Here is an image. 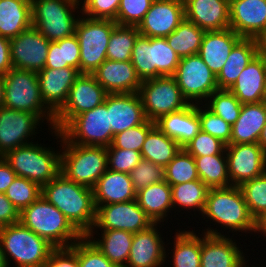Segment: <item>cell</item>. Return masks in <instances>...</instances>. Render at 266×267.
I'll list each match as a JSON object with an SVG mask.
<instances>
[{
	"instance_id": "1",
	"label": "cell",
	"mask_w": 266,
	"mask_h": 267,
	"mask_svg": "<svg viewBox=\"0 0 266 267\" xmlns=\"http://www.w3.org/2000/svg\"><path fill=\"white\" fill-rule=\"evenodd\" d=\"M41 195L57 207L83 236L94 227L96 208L93 189L68 180L60 173L42 186Z\"/></svg>"
},
{
	"instance_id": "2",
	"label": "cell",
	"mask_w": 266,
	"mask_h": 267,
	"mask_svg": "<svg viewBox=\"0 0 266 267\" xmlns=\"http://www.w3.org/2000/svg\"><path fill=\"white\" fill-rule=\"evenodd\" d=\"M19 222L55 248L72 246L83 235L42 195L19 213Z\"/></svg>"
},
{
	"instance_id": "3",
	"label": "cell",
	"mask_w": 266,
	"mask_h": 267,
	"mask_svg": "<svg viewBox=\"0 0 266 267\" xmlns=\"http://www.w3.org/2000/svg\"><path fill=\"white\" fill-rule=\"evenodd\" d=\"M202 216L216 225L221 224L219 226L225 227V230L230 229L228 232L255 234L256 221L249 212L239 186L210 188Z\"/></svg>"
},
{
	"instance_id": "4",
	"label": "cell",
	"mask_w": 266,
	"mask_h": 267,
	"mask_svg": "<svg viewBox=\"0 0 266 267\" xmlns=\"http://www.w3.org/2000/svg\"><path fill=\"white\" fill-rule=\"evenodd\" d=\"M60 139L61 173L77 184L93 189L100 176L108 169L107 147L83 146L67 142L59 131L51 130Z\"/></svg>"
},
{
	"instance_id": "5",
	"label": "cell",
	"mask_w": 266,
	"mask_h": 267,
	"mask_svg": "<svg viewBox=\"0 0 266 267\" xmlns=\"http://www.w3.org/2000/svg\"><path fill=\"white\" fill-rule=\"evenodd\" d=\"M0 243L8 267L12 259L16 267H41L55 249L20 222L0 228Z\"/></svg>"
},
{
	"instance_id": "6",
	"label": "cell",
	"mask_w": 266,
	"mask_h": 267,
	"mask_svg": "<svg viewBox=\"0 0 266 267\" xmlns=\"http://www.w3.org/2000/svg\"><path fill=\"white\" fill-rule=\"evenodd\" d=\"M3 106L34 113L43 121L47 120L49 131L53 128L55 114L45 105L41 97L37 72L12 68L5 74Z\"/></svg>"
},
{
	"instance_id": "7",
	"label": "cell",
	"mask_w": 266,
	"mask_h": 267,
	"mask_svg": "<svg viewBox=\"0 0 266 267\" xmlns=\"http://www.w3.org/2000/svg\"><path fill=\"white\" fill-rule=\"evenodd\" d=\"M53 149L33 142L9 151L3 158L17 176L34 181L42 187L61 173V149Z\"/></svg>"
},
{
	"instance_id": "8",
	"label": "cell",
	"mask_w": 266,
	"mask_h": 267,
	"mask_svg": "<svg viewBox=\"0 0 266 267\" xmlns=\"http://www.w3.org/2000/svg\"><path fill=\"white\" fill-rule=\"evenodd\" d=\"M80 0H31L32 26L48 41H59L75 34L80 18H75Z\"/></svg>"
},
{
	"instance_id": "9",
	"label": "cell",
	"mask_w": 266,
	"mask_h": 267,
	"mask_svg": "<svg viewBox=\"0 0 266 267\" xmlns=\"http://www.w3.org/2000/svg\"><path fill=\"white\" fill-rule=\"evenodd\" d=\"M116 25L114 20L81 14L75 30L80 45V73L92 74L107 59L110 35Z\"/></svg>"
},
{
	"instance_id": "10",
	"label": "cell",
	"mask_w": 266,
	"mask_h": 267,
	"mask_svg": "<svg viewBox=\"0 0 266 267\" xmlns=\"http://www.w3.org/2000/svg\"><path fill=\"white\" fill-rule=\"evenodd\" d=\"M60 134L67 142L76 145L110 146L113 133L109 125L107 95L101 105L74 117Z\"/></svg>"
},
{
	"instance_id": "11",
	"label": "cell",
	"mask_w": 266,
	"mask_h": 267,
	"mask_svg": "<svg viewBox=\"0 0 266 267\" xmlns=\"http://www.w3.org/2000/svg\"><path fill=\"white\" fill-rule=\"evenodd\" d=\"M138 93L142 99L146 119L153 122L189 105L172 76L142 81Z\"/></svg>"
},
{
	"instance_id": "12",
	"label": "cell",
	"mask_w": 266,
	"mask_h": 267,
	"mask_svg": "<svg viewBox=\"0 0 266 267\" xmlns=\"http://www.w3.org/2000/svg\"><path fill=\"white\" fill-rule=\"evenodd\" d=\"M172 77L189 104H202L218 89L216 76L198 54L182 57Z\"/></svg>"
},
{
	"instance_id": "13",
	"label": "cell",
	"mask_w": 266,
	"mask_h": 267,
	"mask_svg": "<svg viewBox=\"0 0 266 267\" xmlns=\"http://www.w3.org/2000/svg\"><path fill=\"white\" fill-rule=\"evenodd\" d=\"M107 94L92 74L81 73L70 88L66 103L55 114L53 128L60 132L77 115L101 105Z\"/></svg>"
},
{
	"instance_id": "14",
	"label": "cell",
	"mask_w": 266,
	"mask_h": 267,
	"mask_svg": "<svg viewBox=\"0 0 266 267\" xmlns=\"http://www.w3.org/2000/svg\"><path fill=\"white\" fill-rule=\"evenodd\" d=\"M152 224L153 221L138 205L136 199L121 203L100 205L96 208L94 227L86 236L93 237L94 234L98 233L97 229L125 230L137 233L147 229Z\"/></svg>"
},
{
	"instance_id": "15",
	"label": "cell",
	"mask_w": 266,
	"mask_h": 267,
	"mask_svg": "<svg viewBox=\"0 0 266 267\" xmlns=\"http://www.w3.org/2000/svg\"><path fill=\"white\" fill-rule=\"evenodd\" d=\"M225 151L231 185L240 186L266 172V151L258 143L228 144Z\"/></svg>"
},
{
	"instance_id": "16",
	"label": "cell",
	"mask_w": 266,
	"mask_h": 267,
	"mask_svg": "<svg viewBox=\"0 0 266 267\" xmlns=\"http://www.w3.org/2000/svg\"><path fill=\"white\" fill-rule=\"evenodd\" d=\"M43 120L34 113L0 107V157L30 143Z\"/></svg>"
},
{
	"instance_id": "17",
	"label": "cell",
	"mask_w": 266,
	"mask_h": 267,
	"mask_svg": "<svg viewBox=\"0 0 266 267\" xmlns=\"http://www.w3.org/2000/svg\"><path fill=\"white\" fill-rule=\"evenodd\" d=\"M205 230L200 235L203 236L200 267H249L243 250L229 235L226 236V232L224 235L217 228L209 227Z\"/></svg>"
},
{
	"instance_id": "18",
	"label": "cell",
	"mask_w": 266,
	"mask_h": 267,
	"mask_svg": "<svg viewBox=\"0 0 266 267\" xmlns=\"http://www.w3.org/2000/svg\"><path fill=\"white\" fill-rule=\"evenodd\" d=\"M48 41L34 26L10 39L11 64L14 69L39 72L45 67Z\"/></svg>"
},
{
	"instance_id": "19",
	"label": "cell",
	"mask_w": 266,
	"mask_h": 267,
	"mask_svg": "<svg viewBox=\"0 0 266 267\" xmlns=\"http://www.w3.org/2000/svg\"><path fill=\"white\" fill-rule=\"evenodd\" d=\"M184 19L183 0H154L137 28L143 36L166 38Z\"/></svg>"
},
{
	"instance_id": "20",
	"label": "cell",
	"mask_w": 266,
	"mask_h": 267,
	"mask_svg": "<svg viewBox=\"0 0 266 267\" xmlns=\"http://www.w3.org/2000/svg\"><path fill=\"white\" fill-rule=\"evenodd\" d=\"M160 225L153 223L147 229L134 233L126 267H161L165 263L168 254L164 237L158 230L162 227Z\"/></svg>"
},
{
	"instance_id": "21",
	"label": "cell",
	"mask_w": 266,
	"mask_h": 267,
	"mask_svg": "<svg viewBox=\"0 0 266 267\" xmlns=\"http://www.w3.org/2000/svg\"><path fill=\"white\" fill-rule=\"evenodd\" d=\"M230 25L242 38L256 39L266 29V0H229Z\"/></svg>"
},
{
	"instance_id": "22",
	"label": "cell",
	"mask_w": 266,
	"mask_h": 267,
	"mask_svg": "<svg viewBox=\"0 0 266 267\" xmlns=\"http://www.w3.org/2000/svg\"><path fill=\"white\" fill-rule=\"evenodd\" d=\"M81 73L73 67L44 68L37 73L41 97L45 105L56 114L66 103L70 88Z\"/></svg>"
},
{
	"instance_id": "23",
	"label": "cell",
	"mask_w": 266,
	"mask_h": 267,
	"mask_svg": "<svg viewBox=\"0 0 266 267\" xmlns=\"http://www.w3.org/2000/svg\"><path fill=\"white\" fill-rule=\"evenodd\" d=\"M107 110H109V125H111L113 137L146 120L139 93L107 94Z\"/></svg>"
},
{
	"instance_id": "24",
	"label": "cell",
	"mask_w": 266,
	"mask_h": 267,
	"mask_svg": "<svg viewBox=\"0 0 266 267\" xmlns=\"http://www.w3.org/2000/svg\"><path fill=\"white\" fill-rule=\"evenodd\" d=\"M92 75L108 94L138 93L142 84L131 61L106 59Z\"/></svg>"
},
{
	"instance_id": "25",
	"label": "cell",
	"mask_w": 266,
	"mask_h": 267,
	"mask_svg": "<svg viewBox=\"0 0 266 267\" xmlns=\"http://www.w3.org/2000/svg\"><path fill=\"white\" fill-rule=\"evenodd\" d=\"M185 19L205 31L224 30L230 25L229 0H183Z\"/></svg>"
},
{
	"instance_id": "26",
	"label": "cell",
	"mask_w": 266,
	"mask_h": 267,
	"mask_svg": "<svg viewBox=\"0 0 266 267\" xmlns=\"http://www.w3.org/2000/svg\"><path fill=\"white\" fill-rule=\"evenodd\" d=\"M229 91L242 104L266 101V59L257 54Z\"/></svg>"
},
{
	"instance_id": "27",
	"label": "cell",
	"mask_w": 266,
	"mask_h": 267,
	"mask_svg": "<svg viewBox=\"0 0 266 267\" xmlns=\"http://www.w3.org/2000/svg\"><path fill=\"white\" fill-rule=\"evenodd\" d=\"M155 125L183 148L201 130L199 104H189L180 111L161 116Z\"/></svg>"
},
{
	"instance_id": "28",
	"label": "cell",
	"mask_w": 266,
	"mask_h": 267,
	"mask_svg": "<svg viewBox=\"0 0 266 267\" xmlns=\"http://www.w3.org/2000/svg\"><path fill=\"white\" fill-rule=\"evenodd\" d=\"M241 38L230 28L206 31L198 55L217 76L225 65L232 48Z\"/></svg>"
},
{
	"instance_id": "29",
	"label": "cell",
	"mask_w": 266,
	"mask_h": 267,
	"mask_svg": "<svg viewBox=\"0 0 266 267\" xmlns=\"http://www.w3.org/2000/svg\"><path fill=\"white\" fill-rule=\"evenodd\" d=\"M95 208L136 199L130 174L107 169L93 188Z\"/></svg>"
},
{
	"instance_id": "30",
	"label": "cell",
	"mask_w": 266,
	"mask_h": 267,
	"mask_svg": "<svg viewBox=\"0 0 266 267\" xmlns=\"http://www.w3.org/2000/svg\"><path fill=\"white\" fill-rule=\"evenodd\" d=\"M266 123V101L242 104L237 121L231 126L230 144L258 143Z\"/></svg>"
},
{
	"instance_id": "31",
	"label": "cell",
	"mask_w": 266,
	"mask_h": 267,
	"mask_svg": "<svg viewBox=\"0 0 266 267\" xmlns=\"http://www.w3.org/2000/svg\"><path fill=\"white\" fill-rule=\"evenodd\" d=\"M257 54L256 40L241 38L232 48L225 65L216 76L218 89L229 90Z\"/></svg>"
},
{
	"instance_id": "32",
	"label": "cell",
	"mask_w": 266,
	"mask_h": 267,
	"mask_svg": "<svg viewBox=\"0 0 266 267\" xmlns=\"http://www.w3.org/2000/svg\"><path fill=\"white\" fill-rule=\"evenodd\" d=\"M136 201L153 223L164 222L173 211L171 185L165 180L151 184L136 192Z\"/></svg>"
},
{
	"instance_id": "33",
	"label": "cell",
	"mask_w": 266,
	"mask_h": 267,
	"mask_svg": "<svg viewBox=\"0 0 266 267\" xmlns=\"http://www.w3.org/2000/svg\"><path fill=\"white\" fill-rule=\"evenodd\" d=\"M31 26V0H0V36L12 39Z\"/></svg>"
},
{
	"instance_id": "34",
	"label": "cell",
	"mask_w": 266,
	"mask_h": 267,
	"mask_svg": "<svg viewBox=\"0 0 266 267\" xmlns=\"http://www.w3.org/2000/svg\"><path fill=\"white\" fill-rule=\"evenodd\" d=\"M100 231V238L88 237L89 240L117 267H126L134 233L125 230Z\"/></svg>"
},
{
	"instance_id": "35",
	"label": "cell",
	"mask_w": 266,
	"mask_h": 267,
	"mask_svg": "<svg viewBox=\"0 0 266 267\" xmlns=\"http://www.w3.org/2000/svg\"><path fill=\"white\" fill-rule=\"evenodd\" d=\"M181 149L175 140L169 138L155 125L146 136L141 156L164 168Z\"/></svg>"
},
{
	"instance_id": "36",
	"label": "cell",
	"mask_w": 266,
	"mask_h": 267,
	"mask_svg": "<svg viewBox=\"0 0 266 267\" xmlns=\"http://www.w3.org/2000/svg\"><path fill=\"white\" fill-rule=\"evenodd\" d=\"M175 234L171 256L173 267H200L201 237L193 230H177Z\"/></svg>"
},
{
	"instance_id": "37",
	"label": "cell",
	"mask_w": 266,
	"mask_h": 267,
	"mask_svg": "<svg viewBox=\"0 0 266 267\" xmlns=\"http://www.w3.org/2000/svg\"><path fill=\"white\" fill-rule=\"evenodd\" d=\"M199 179L209 188L231 186L226 154L193 156Z\"/></svg>"
},
{
	"instance_id": "38",
	"label": "cell",
	"mask_w": 266,
	"mask_h": 267,
	"mask_svg": "<svg viewBox=\"0 0 266 267\" xmlns=\"http://www.w3.org/2000/svg\"><path fill=\"white\" fill-rule=\"evenodd\" d=\"M205 32L197 25L184 19L176 30L166 37V41L180 58L192 56L199 53Z\"/></svg>"
},
{
	"instance_id": "39",
	"label": "cell",
	"mask_w": 266,
	"mask_h": 267,
	"mask_svg": "<svg viewBox=\"0 0 266 267\" xmlns=\"http://www.w3.org/2000/svg\"><path fill=\"white\" fill-rule=\"evenodd\" d=\"M65 67H73L80 72V45L75 34L59 41H50L44 68Z\"/></svg>"
},
{
	"instance_id": "40",
	"label": "cell",
	"mask_w": 266,
	"mask_h": 267,
	"mask_svg": "<svg viewBox=\"0 0 266 267\" xmlns=\"http://www.w3.org/2000/svg\"><path fill=\"white\" fill-rule=\"evenodd\" d=\"M210 188L200 179L191 182L171 186V197L173 208L199 211L203 213L207 195ZM178 205V206H177Z\"/></svg>"
},
{
	"instance_id": "41",
	"label": "cell",
	"mask_w": 266,
	"mask_h": 267,
	"mask_svg": "<svg viewBox=\"0 0 266 267\" xmlns=\"http://www.w3.org/2000/svg\"><path fill=\"white\" fill-rule=\"evenodd\" d=\"M139 35L137 26L117 24L110 35L107 59L119 62L131 61L132 50Z\"/></svg>"
},
{
	"instance_id": "42",
	"label": "cell",
	"mask_w": 266,
	"mask_h": 267,
	"mask_svg": "<svg viewBox=\"0 0 266 267\" xmlns=\"http://www.w3.org/2000/svg\"><path fill=\"white\" fill-rule=\"evenodd\" d=\"M164 180L171 186L199 180L194 157L182 148L164 167Z\"/></svg>"
},
{
	"instance_id": "43",
	"label": "cell",
	"mask_w": 266,
	"mask_h": 267,
	"mask_svg": "<svg viewBox=\"0 0 266 267\" xmlns=\"http://www.w3.org/2000/svg\"><path fill=\"white\" fill-rule=\"evenodd\" d=\"M203 104L231 126L237 121L242 107V103L227 89H217Z\"/></svg>"
},
{
	"instance_id": "44",
	"label": "cell",
	"mask_w": 266,
	"mask_h": 267,
	"mask_svg": "<svg viewBox=\"0 0 266 267\" xmlns=\"http://www.w3.org/2000/svg\"><path fill=\"white\" fill-rule=\"evenodd\" d=\"M153 79L172 76L180 62V57L168 45L166 38H152Z\"/></svg>"
},
{
	"instance_id": "45",
	"label": "cell",
	"mask_w": 266,
	"mask_h": 267,
	"mask_svg": "<svg viewBox=\"0 0 266 267\" xmlns=\"http://www.w3.org/2000/svg\"><path fill=\"white\" fill-rule=\"evenodd\" d=\"M244 200L255 221L266 213V172L240 186Z\"/></svg>"
},
{
	"instance_id": "46",
	"label": "cell",
	"mask_w": 266,
	"mask_h": 267,
	"mask_svg": "<svg viewBox=\"0 0 266 267\" xmlns=\"http://www.w3.org/2000/svg\"><path fill=\"white\" fill-rule=\"evenodd\" d=\"M42 192V187L29 179L16 176L7 188L5 195L19 212L36 201Z\"/></svg>"
},
{
	"instance_id": "47",
	"label": "cell",
	"mask_w": 266,
	"mask_h": 267,
	"mask_svg": "<svg viewBox=\"0 0 266 267\" xmlns=\"http://www.w3.org/2000/svg\"><path fill=\"white\" fill-rule=\"evenodd\" d=\"M131 63L141 81L153 79L152 38L139 35L135 41Z\"/></svg>"
},
{
	"instance_id": "48",
	"label": "cell",
	"mask_w": 266,
	"mask_h": 267,
	"mask_svg": "<svg viewBox=\"0 0 266 267\" xmlns=\"http://www.w3.org/2000/svg\"><path fill=\"white\" fill-rule=\"evenodd\" d=\"M154 126L155 122L146 119L142 124L114 135L111 145L107 148L131 149L141 152L146 136Z\"/></svg>"
},
{
	"instance_id": "49",
	"label": "cell",
	"mask_w": 266,
	"mask_h": 267,
	"mask_svg": "<svg viewBox=\"0 0 266 267\" xmlns=\"http://www.w3.org/2000/svg\"><path fill=\"white\" fill-rule=\"evenodd\" d=\"M199 119L201 131L220 139L226 145L230 144L231 125L228 122L203 104H199Z\"/></svg>"
},
{
	"instance_id": "50",
	"label": "cell",
	"mask_w": 266,
	"mask_h": 267,
	"mask_svg": "<svg viewBox=\"0 0 266 267\" xmlns=\"http://www.w3.org/2000/svg\"><path fill=\"white\" fill-rule=\"evenodd\" d=\"M130 177L135 191L138 192L151 184L163 181L164 168L142 158L130 172Z\"/></svg>"
},
{
	"instance_id": "51",
	"label": "cell",
	"mask_w": 266,
	"mask_h": 267,
	"mask_svg": "<svg viewBox=\"0 0 266 267\" xmlns=\"http://www.w3.org/2000/svg\"><path fill=\"white\" fill-rule=\"evenodd\" d=\"M154 0H121L115 22L118 25L138 26Z\"/></svg>"
},
{
	"instance_id": "52",
	"label": "cell",
	"mask_w": 266,
	"mask_h": 267,
	"mask_svg": "<svg viewBox=\"0 0 266 267\" xmlns=\"http://www.w3.org/2000/svg\"><path fill=\"white\" fill-rule=\"evenodd\" d=\"M79 267H117L85 235L77 241Z\"/></svg>"
},
{
	"instance_id": "53",
	"label": "cell",
	"mask_w": 266,
	"mask_h": 267,
	"mask_svg": "<svg viewBox=\"0 0 266 267\" xmlns=\"http://www.w3.org/2000/svg\"><path fill=\"white\" fill-rule=\"evenodd\" d=\"M226 144L212 135L199 131L183 149L192 156L226 154Z\"/></svg>"
},
{
	"instance_id": "54",
	"label": "cell",
	"mask_w": 266,
	"mask_h": 267,
	"mask_svg": "<svg viewBox=\"0 0 266 267\" xmlns=\"http://www.w3.org/2000/svg\"><path fill=\"white\" fill-rule=\"evenodd\" d=\"M141 159L142 156L139 151L107 148V165L109 170L130 174Z\"/></svg>"
},
{
	"instance_id": "55",
	"label": "cell",
	"mask_w": 266,
	"mask_h": 267,
	"mask_svg": "<svg viewBox=\"0 0 266 267\" xmlns=\"http://www.w3.org/2000/svg\"><path fill=\"white\" fill-rule=\"evenodd\" d=\"M121 0H80L82 15L93 19L116 20Z\"/></svg>"
},
{
	"instance_id": "56",
	"label": "cell",
	"mask_w": 266,
	"mask_h": 267,
	"mask_svg": "<svg viewBox=\"0 0 266 267\" xmlns=\"http://www.w3.org/2000/svg\"><path fill=\"white\" fill-rule=\"evenodd\" d=\"M41 267H79L77 242L66 248H55Z\"/></svg>"
},
{
	"instance_id": "57",
	"label": "cell",
	"mask_w": 266,
	"mask_h": 267,
	"mask_svg": "<svg viewBox=\"0 0 266 267\" xmlns=\"http://www.w3.org/2000/svg\"><path fill=\"white\" fill-rule=\"evenodd\" d=\"M19 210L6 197L5 193H0V228L18 223Z\"/></svg>"
},
{
	"instance_id": "58",
	"label": "cell",
	"mask_w": 266,
	"mask_h": 267,
	"mask_svg": "<svg viewBox=\"0 0 266 267\" xmlns=\"http://www.w3.org/2000/svg\"><path fill=\"white\" fill-rule=\"evenodd\" d=\"M12 68L10 39L0 36V75L4 76Z\"/></svg>"
},
{
	"instance_id": "59",
	"label": "cell",
	"mask_w": 266,
	"mask_h": 267,
	"mask_svg": "<svg viewBox=\"0 0 266 267\" xmlns=\"http://www.w3.org/2000/svg\"><path fill=\"white\" fill-rule=\"evenodd\" d=\"M16 176L9 163L3 157H0V193L6 192Z\"/></svg>"
},
{
	"instance_id": "60",
	"label": "cell",
	"mask_w": 266,
	"mask_h": 267,
	"mask_svg": "<svg viewBox=\"0 0 266 267\" xmlns=\"http://www.w3.org/2000/svg\"><path fill=\"white\" fill-rule=\"evenodd\" d=\"M258 55L266 59V29L255 39Z\"/></svg>"
},
{
	"instance_id": "61",
	"label": "cell",
	"mask_w": 266,
	"mask_h": 267,
	"mask_svg": "<svg viewBox=\"0 0 266 267\" xmlns=\"http://www.w3.org/2000/svg\"><path fill=\"white\" fill-rule=\"evenodd\" d=\"M256 233H263L262 236L266 237V213L256 220Z\"/></svg>"
},
{
	"instance_id": "62",
	"label": "cell",
	"mask_w": 266,
	"mask_h": 267,
	"mask_svg": "<svg viewBox=\"0 0 266 267\" xmlns=\"http://www.w3.org/2000/svg\"><path fill=\"white\" fill-rule=\"evenodd\" d=\"M258 144L266 151V123L262 129Z\"/></svg>"
},
{
	"instance_id": "63",
	"label": "cell",
	"mask_w": 266,
	"mask_h": 267,
	"mask_svg": "<svg viewBox=\"0 0 266 267\" xmlns=\"http://www.w3.org/2000/svg\"><path fill=\"white\" fill-rule=\"evenodd\" d=\"M4 103V76L0 75V107H3Z\"/></svg>"
},
{
	"instance_id": "64",
	"label": "cell",
	"mask_w": 266,
	"mask_h": 267,
	"mask_svg": "<svg viewBox=\"0 0 266 267\" xmlns=\"http://www.w3.org/2000/svg\"><path fill=\"white\" fill-rule=\"evenodd\" d=\"M0 267H8L5 256L3 255L1 243H0Z\"/></svg>"
}]
</instances>
